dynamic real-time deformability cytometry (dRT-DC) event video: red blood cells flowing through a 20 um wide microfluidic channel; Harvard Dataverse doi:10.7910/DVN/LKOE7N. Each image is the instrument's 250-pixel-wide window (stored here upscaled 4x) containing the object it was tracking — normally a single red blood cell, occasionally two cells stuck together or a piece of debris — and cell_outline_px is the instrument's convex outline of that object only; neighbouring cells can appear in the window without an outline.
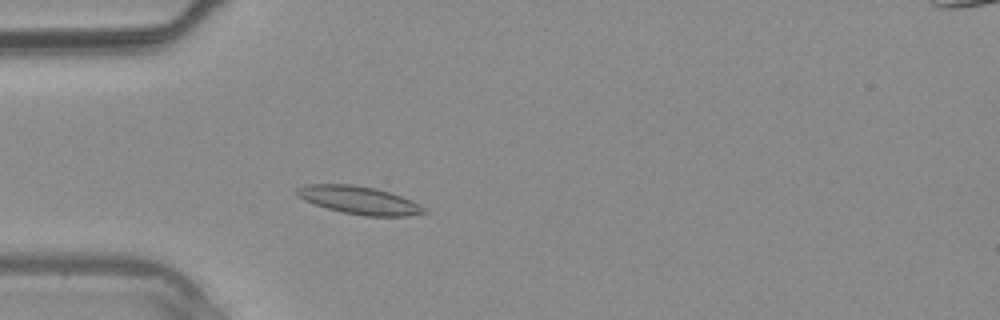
{"species": "common noctule bat (a hibernating species)", "species_latin": "Nyctalus noctula", "temperature_condition": "warm", "stored_images_in_passage": 3, "camera_frame_rate_fps": 3000, "um_per_image_px": 0.085, "animal": {"sex": "male", "body_mass_g": 20.4}, "frame": {"image": 1, "passage_image": 3, "time_ms": 2.333, "image_size_px": [1000, 320], "cell_outline_px": [[428, 212], [404, 216], [364, 216], [340, 212], [304, 200], [296, 192], [296, 188], [308, 184], [352, 184], [376, 188], [400, 196], [420, 204]], "centroid_in_image_um": [30.52, 17.01], "position_along_channel_um": 54.5, "area_um2": 20.46}}